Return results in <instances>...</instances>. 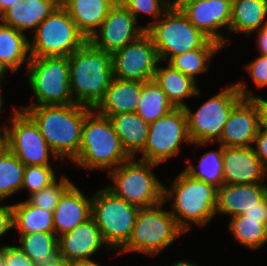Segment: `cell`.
I'll use <instances>...</instances> for the list:
<instances>
[{
  "instance_id": "d6986e66",
  "label": "cell",
  "mask_w": 267,
  "mask_h": 266,
  "mask_svg": "<svg viewBox=\"0 0 267 266\" xmlns=\"http://www.w3.org/2000/svg\"><path fill=\"white\" fill-rule=\"evenodd\" d=\"M258 131L257 104L252 99L243 98L232 109L218 143L231 147L252 146Z\"/></svg>"
},
{
  "instance_id": "f907efd6",
  "label": "cell",
  "mask_w": 267,
  "mask_h": 266,
  "mask_svg": "<svg viewBox=\"0 0 267 266\" xmlns=\"http://www.w3.org/2000/svg\"><path fill=\"white\" fill-rule=\"evenodd\" d=\"M44 266H66V260L62 258L60 255H58L50 263Z\"/></svg>"
},
{
  "instance_id": "bcb514c9",
  "label": "cell",
  "mask_w": 267,
  "mask_h": 266,
  "mask_svg": "<svg viewBox=\"0 0 267 266\" xmlns=\"http://www.w3.org/2000/svg\"><path fill=\"white\" fill-rule=\"evenodd\" d=\"M9 150V134L7 128L0 134V157Z\"/></svg>"
},
{
  "instance_id": "e0dca14e",
  "label": "cell",
  "mask_w": 267,
  "mask_h": 266,
  "mask_svg": "<svg viewBox=\"0 0 267 266\" xmlns=\"http://www.w3.org/2000/svg\"><path fill=\"white\" fill-rule=\"evenodd\" d=\"M59 255L66 261H91L101 248L111 251L105 244L100 229L94 219L79 224L71 231L58 237Z\"/></svg>"
},
{
  "instance_id": "d6a6232c",
  "label": "cell",
  "mask_w": 267,
  "mask_h": 266,
  "mask_svg": "<svg viewBox=\"0 0 267 266\" xmlns=\"http://www.w3.org/2000/svg\"><path fill=\"white\" fill-rule=\"evenodd\" d=\"M266 222L267 219H253L242 214L231 217L228 228L238 244L257 250L267 243Z\"/></svg>"
},
{
  "instance_id": "681fc988",
  "label": "cell",
  "mask_w": 267,
  "mask_h": 266,
  "mask_svg": "<svg viewBox=\"0 0 267 266\" xmlns=\"http://www.w3.org/2000/svg\"><path fill=\"white\" fill-rule=\"evenodd\" d=\"M66 266H101L97 262L91 261H66Z\"/></svg>"
},
{
  "instance_id": "836d02e7",
  "label": "cell",
  "mask_w": 267,
  "mask_h": 266,
  "mask_svg": "<svg viewBox=\"0 0 267 266\" xmlns=\"http://www.w3.org/2000/svg\"><path fill=\"white\" fill-rule=\"evenodd\" d=\"M217 150L204 153L199 159L198 165H194L191 159H187V166L183 169L192 178L204 181L220 188L224 184L223 175V146L216 143Z\"/></svg>"
},
{
  "instance_id": "8fae6325",
  "label": "cell",
  "mask_w": 267,
  "mask_h": 266,
  "mask_svg": "<svg viewBox=\"0 0 267 266\" xmlns=\"http://www.w3.org/2000/svg\"><path fill=\"white\" fill-rule=\"evenodd\" d=\"M146 32L151 36L159 60L202 48L210 39L198 30L179 9L170 6Z\"/></svg>"
},
{
  "instance_id": "db71d44e",
  "label": "cell",
  "mask_w": 267,
  "mask_h": 266,
  "mask_svg": "<svg viewBox=\"0 0 267 266\" xmlns=\"http://www.w3.org/2000/svg\"><path fill=\"white\" fill-rule=\"evenodd\" d=\"M8 72L0 64V84H3L5 81L4 77Z\"/></svg>"
},
{
  "instance_id": "f5cc1de1",
  "label": "cell",
  "mask_w": 267,
  "mask_h": 266,
  "mask_svg": "<svg viewBox=\"0 0 267 266\" xmlns=\"http://www.w3.org/2000/svg\"><path fill=\"white\" fill-rule=\"evenodd\" d=\"M0 266H5V245L0 246Z\"/></svg>"
},
{
  "instance_id": "cb8c5ba5",
  "label": "cell",
  "mask_w": 267,
  "mask_h": 266,
  "mask_svg": "<svg viewBox=\"0 0 267 266\" xmlns=\"http://www.w3.org/2000/svg\"><path fill=\"white\" fill-rule=\"evenodd\" d=\"M140 96V82L114 78L105 92L104 99L95 110L107 117L121 112H136Z\"/></svg>"
},
{
  "instance_id": "ab89813d",
  "label": "cell",
  "mask_w": 267,
  "mask_h": 266,
  "mask_svg": "<svg viewBox=\"0 0 267 266\" xmlns=\"http://www.w3.org/2000/svg\"><path fill=\"white\" fill-rule=\"evenodd\" d=\"M256 89L267 87V56L258 54L253 61L245 65Z\"/></svg>"
},
{
  "instance_id": "9f6ffc18",
  "label": "cell",
  "mask_w": 267,
  "mask_h": 266,
  "mask_svg": "<svg viewBox=\"0 0 267 266\" xmlns=\"http://www.w3.org/2000/svg\"><path fill=\"white\" fill-rule=\"evenodd\" d=\"M7 128L6 123L4 122L3 125H0V134Z\"/></svg>"
},
{
  "instance_id": "ba28073f",
  "label": "cell",
  "mask_w": 267,
  "mask_h": 266,
  "mask_svg": "<svg viewBox=\"0 0 267 266\" xmlns=\"http://www.w3.org/2000/svg\"><path fill=\"white\" fill-rule=\"evenodd\" d=\"M242 99L233 83L203 102L195 112L188 105L185 106L183 109L193 145L202 147L219 142L225 122Z\"/></svg>"
},
{
  "instance_id": "d4e9b609",
  "label": "cell",
  "mask_w": 267,
  "mask_h": 266,
  "mask_svg": "<svg viewBox=\"0 0 267 266\" xmlns=\"http://www.w3.org/2000/svg\"><path fill=\"white\" fill-rule=\"evenodd\" d=\"M115 3V0H61V4L87 39L103 23Z\"/></svg>"
},
{
  "instance_id": "f6af8a7d",
  "label": "cell",
  "mask_w": 267,
  "mask_h": 266,
  "mask_svg": "<svg viewBox=\"0 0 267 266\" xmlns=\"http://www.w3.org/2000/svg\"><path fill=\"white\" fill-rule=\"evenodd\" d=\"M256 33V48L258 49V54L267 56V28L264 26L256 31Z\"/></svg>"
},
{
  "instance_id": "277c9868",
  "label": "cell",
  "mask_w": 267,
  "mask_h": 266,
  "mask_svg": "<svg viewBox=\"0 0 267 266\" xmlns=\"http://www.w3.org/2000/svg\"><path fill=\"white\" fill-rule=\"evenodd\" d=\"M130 158L109 117L92 109L85 117L79 152L72 162L81 169L110 172Z\"/></svg>"
},
{
  "instance_id": "83f0119b",
  "label": "cell",
  "mask_w": 267,
  "mask_h": 266,
  "mask_svg": "<svg viewBox=\"0 0 267 266\" xmlns=\"http://www.w3.org/2000/svg\"><path fill=\"white\" fill-rule=\"evenodd\" d=\"M267 0H232L229 33L251 37L265 26Z\"/></svg>"
},
{
  "instance_id": "7a4b0ae2",
  "label": "cell",
  "mask_w": 267,
  "mask_h": 266,
  "mask_svg": "<svg viewBox=\"0 0 267 266\" xmlns=\"http://www.w3.org/2000/svg\"><path fill=\"white\" fill-rule=\"evenodd\" d=\"M70 92L75 104L95 109L114 79L112 55L87 41L69 57Z\"/></svg>"
},
{
  "instance_id": "9c48e42d",
  "label": "cell",
  "mask_w": 267,
  "mask_h": 266,
  "mask_svg": "<svg viewBox=\"0 0 267 266\" xmlns=\"http://www.w3.org/2000/svg\"><path fill=\"white\" fill-rule=\"evenodd\" d=\"M138 209L115 196L106 187L92 195L91 217L111 251L119 252L130 239Z\"/></svg>"
},
{
  "instance_id": "f1b7e54d",
  "label": "cell",
  "mask_w": 267,
  "mask_h": 266,
  "mask_svg": "<svg viewBox=\"0 0 267 266\" xmlns=\"http://www.w3.org/2000/svg\"><path fill=\"white\" fill-rule=\"evenodd\" d=\"M13 227L19 235L55 232L53 212L32 205L27 199L13 203Z\"/></svg>"
},
{
  "instance_id": "6da1fadb",
  "label": "cell",
  "mask_w": 267,
  "mask_h": 266,
  "mask_svg": "<svg viewBox=\"0 0 267 266\" xmlns=\"http://www.w3.org/2000/svg\"><path fill=\"white\" fill-rule=\"evenodd\" d=\"M19 109L25 111L34 120L62 165L64 159L72 162L77 157L84 120L91 108L69 104L40 105Z\"/></svg>"
},
{
  "instance_id": "7402d4cb",
  "label": "cell",
  "mask_w": 267,
  "mask_h": 266,
  "mask_svg": "<svg viewBox=\"0 0 267 266\" xmlns=\"http://www.w3.org/2000/svg\"><path fill=\"white\" fill-rule=\"evenodd\" d=\"M60 4L61 0H23V3L5 10L0 15V21L24 34L29 29L34 32Z\"/></svg>"
},
{
  "instance_id": "ac0fdd59",
  "label": "cell",
  "mask_w": 267,
  "mask_h": 266,
  "mask_svg": "<svg viewBox=\"0 0 267 266\" xmlns=\"http://www.w3.org/2000/svg\"><path fill=\"white\" fill-rule=\"evenodd\" d=\"M224 184L265 183L267 174L251 146H223Z\"/></svg>"
},
{
  "instance_id": "4fadbf2b",
  "label": "cell",
  "mask_w": 267,
  "mask_h": 266,
  "mask_svg": "<svg viewBox=\"0 0 267 266\" xmlns=\"http://www.w3.org/2000/svg\"><path fill=\"white\" fill-rule=\"evenodd\" d=\"M7 119L9 150L25 165H51L50 158L58 160L40 133L34 120L23 110L12 108Z\"/></svg>"
},
{
  "instance_id": "603a6c76",
  "label": "cell",
  "mask_w": 267,
  "mask_h": 266,
  "mask_svg": "<svg viewBox=\"0 0 267 266\" xmlns=\"http://www.w3.org/2000/svg\"><path fill=\"white\" fill-rule=\"evenodd\" d=\"M161 63L162 61H159L153 79L175 108H184L187 106L185 99L200 95V88L197 82L167 62L165 63L167 66H160Z\"/></svg>"
},
{
  "instance_id": "30bf717a",
  "label": "cell",
  "mask_w": 267,
  "mask_h": 266,
  "mask_svg": "<svg viewBox=\"0 0 267 266\" xmlns=\"http://www.w3.org/2000/svg\"><path fill=\"white\" fill-rule=\"evenodd\" d=\"M88 39L60 4L34 31L29 40L30 57H69Z\"/></svg>"
},
{
  "instance_id": "52a82bcc",
  "label": "cell",
  "mask_w": 267,
  "mask_h": 266,
  "mask_svg": "<svg viewBox=\"0 0 267 266\" xmlns=\"http://www.w3.org/2000/svg\"><path fill=\"white\" fill-rule=\"evenodd\" d=\"M34 102L20 108L40 105L75 104L70 92L69 58L65 56L30 57L26 67Z\"/></svg>"
},
{
  "instance_id": "ffe728a7",
  "label": "cell",
  "mask_w": 267,
  "mask_h": 266,
  "mask_svg": "<svg viewBox=\"0 0 267 266\" xmlns=\"http://www.w3.org/2000/svg\"><path fill=\"white\" fill-rule=\"evenodd\" d=\"M92 196L85 194L71 184L61 195L53 211L54 231L59 237L91 217Z\"/></svg>"
},
{
  "instance_id": "f546056e",
  "label": "cell",
  "mask_w": 267,
  "mask_h": 266,
  "mask_svg": "<svg viewBox=\"0 0 267 266\" xmlns=\"http://www.w3.org/2000/svg\"><path fill=\"white\" fill-rule=\"evenodd\" d=\"M223 48L218 42L209 40L202 48L171 57L167 63L198 82L195 77L207 73L211 67L209 66L210 61Z\"/></svg>"
},
{
  "instance_id": "9a60e30c",
  "label": "cell",
  "mask_w": 267,
  "mask_h": 266,
  "mask_svg": "<svg viewBox=\"0 0 267 266\" xmlns=\"http://www.w3.org/2000/svg\"><path fill=\"white\" fill-rule=\"evenodd\" d=\"M137 24L133 14L121 2H116L88 41L99 50L112 55L146 31L145 26Z\"/></svg>"
},
{
  "instance_id": "d590c367",
  "label": "cell",
  "mask_w": 267,
  "mask_h": 266,
  "mask_svg": "<svg viewBox=\"0 0 267 266\" xmlns=\"http://www.w3.org/2000/svg\"><path fill=\"white\" fill-rule=\"evenodd\" d=\"M54 165H27L24 170L22 189H28V195L49 187L57 180Z\"/></svg>"
},
{
  "instance_id": "7c38bea8",
  "label": "cell",
  "mask_w": 267,
  "mask_h": 266,
  "mask_svg": "<svg viewBox=\"0 0 267 266\" xmlns=\"http://www.w3.org/2000/svg\"><path fill=\"white\" fill-rule=\"evenodd\" d=\"M184 143L193 144L183 108H174L149 126L145 148L140 160L161 164L179 155Z\"/></svg>"
},
{
  "instance_id": "2e32d148",
  "label": "cell",
  "mask_w": 267,
  "mask_h": 266,
  "mask_svg": "<svg viewBox=\"0 0 267 266\" xmlns=\"http://www.w3.org/2000/svg\"><path fill=\"white\" fill-rule=\"evenodd\" d=\"M231 7L232 0H204L187 4L181 11L198 30L224 47L231 44L229 37L222 34V28L229 32Z\"/></svg>"
},
{
  "instance_id": "8d00e7d4",
  "label": "cell",
  "mask_w": 267,
  "mask_h": 266,
  "mask_svg": "<svg viewBox=\"0 0 267 266\" xmlns=\"http://www.w3.org/2000/svg\"><path fill=\"white\" fill-rule=\"evenodd\" d=\"M72 183L73 182H71L69 177L61 175L60 179H57L49 187L32 193L30 196H28L27 200L32 205L53 212L59 202L61 195Z\"/></svg>"
},
{
  "instance_id": "8992f818",
  "label": "cell",
  "mask_w": 267,
  "mask_h": 266,
  "mask_svg": "<svg viewBox=\"0 0 267 266\" xmlns=\"http://www.w3.org/2000/svg\"><path fill=\"white\" fill-rule=\"evenodd\" d=\"M164 205L163 201L151 207L138 209L131 237L118 255L142 252L149 257H155L185 234L170 211L162 209Z\"/></svg>"
},
{
  "instance_id": "e575fe53",
  "label": "cell",
  "mask_w": 267,
  "mask_h": 266,
  "mask_svg": "<svg viewBox=\"0 0 267 266\" xmlns=\"http://www.w3.org/2000/svg\"><path fill=\"white\" fill-rule=\"evenodd\" d=\"M25 167L10 150L0 157V202L22 190Z\"/></svg>"
},
{
  "instance_id": "4316f807",
  "label": "cell",
  "mask_w": 267,
  "mask_h": 266,
  "mask_svg": "<svg viewBox=\"0 0 267 266\" xmlns=\"http://www.w3.org/2000/svg\"><path fill=\"white\" fill-rule=\"evenodd\" d=\"M27 34L14 27L0 23V64L11 74L30 61L29 39Z\"/></svg>"
},
{
  "instance_id": "ee69618b",
  "label": "cell",
  "mask_w": 267,
  "mask_h": 266,
  "mask_svg": "<svg viewBox=\"0 0 267 266\" xmlns=\"http://www.w3.org/2000/svg\"><path fill=\"white\" fill-rule=\"evenodd\" d=\"M243 215L253 219H267V196L259 202V207L245 210Z\"/></svg>"
},
{
  "instance_id": "60d3db41",
  "label": "cell",
  "mask_w": 267,
  "mask_h": 266,
  "mask_svg": "<svg viewBox=\"0 0 267 266\" xmlns=\"http://www.w3.org/2000/svg\"><path fill=\"white\" fill-rule=\"evenodd\" d=\"M5 266H36L17 245H5Z\"/></svg>"
},
{
  "instance_id": "816d5d0a",
  "label": "cell",
  "mask_w": 267,
  "mask_h": 266,
  "mask_svg": "<svg viewBox=\"0 0 267 266\" xmlns=\"http://www.w3.org/2000/svg\"><path fill=\"white\" fill-rule=\"evenodd\" d=\"M165 266H199V265L196 262L190 261L188 259L186 260L181 259L180 261H176L171 265H165Z\"/></svg>"
},
{
  "instance_id": "1f68e13d",
  "label": "cell",
  "mask_w": 267,
  "mask_h": 266,
  "mask_svg": "<svg viewBox=\"0 0 267 266\" xmlns=\"http://www.w3.org/2000/svg\"><path fill=\"white\" fill-rule=\"evenodd\" d=\"M174 108L154 79L141 83V96L135 113L145 122L151 124Z\"/></svg>"
},
{
  "instance_id": "11a10c76",
  "label": "cell",
  "mask_w": 267,
  "mask_h": 266,
  "mask_svg": "<svg viewBox=\"0 0 267 266\" xmlns=\"http://www.w3.org/2000/svg\"><path fill=\"white\" fill-rule=\"evenodd\" d=\"M1 85L2 84H0V113L2 111V107H3V103H4V101H3V95H2L3 92H2V86Z\"/></svg>"
},
{
  "instance_id": "7dc6e473",
  "label": "cell",
  "mask_w": 267,
  "mask_h": 266,
  "mask_svg": "<svg viewBox=\"0 0 267 266\" xmlns=\"http://www.w3.org/2000/svg\"><path fill=\"white\" fill-rule=\"evenodd\" d=\"M23 3V0H0V15L11 6Z\"/></svg>"
},
{
  "instance_id": "484cf974",
  "label": "cell",
  "mask_w": 267,
  "mask_h": 266,
  "mask_svg": "<svg viewBox=\"0 0 267 266\" xmlns=\"http://www.w3.org/2000/svg\"><path fill=\"white\" fill-rule=\"evenodd\" d=\"M115 133L130 157L139 155L146 145L150 124L135 112H121L109 116Z\"/></svg>"
},
{
  "instance_id": "5bb4252c",
  "label": "cell",
  "mask_w": 267,
  "mask_h": 266,
  "mask_svg": "<svg viewBox=\"0 0 267 266\" xmlns=\"http://www.w3.org/2000/svg\"><path fill=\"white\" fill-rule=\"evenodd\" d=\"M159 61L154 42L145 31L112 54L113 76L120 80L144 83L153 80Z\"/></svg>"
},
{
  "instance_id": "f35d334b",
  "label": "cell",
  "mask_w": 267,
  "mask_h": 266,
  "mask_svg": "<svg viewBox=\"0 0 267 266\" xmlns=\"http://www.w3.org/2000/svg\"><path fill=\"white\" fill-rule=\"evenodd\" d=\"M235 84L243 98L252 99L257 104L259 131L267 134V99L254 95L244 79Z\"/></svg>"
},
{
  "instance_id": "c3c4849f",
  "label": "cell",
  "mask_w": 267,
  "mask_h": 266,
  "mask_svg": "<svg viewBox=\"0 0 267 266\" xmlns=\"http://www.w3.org/2000/svg\"><path fill=\"white\" fill-rule=\"evenodd\" d=\"M204 0H174L171 3V6H173L176 9L182 10L187 4H193L198 3Z\"/></svg>"
},
{
  "instance_id": "3957f363",
  "label": "cell",
  "mask_w": 267,
  "mask_h": 266,
  "mask_svg": "<svg viewBox=\"0 0 267 266\" xmlns=\"http://www.w3.org/2000/svg\"><path fill=\"white\" fill-rule=\"evenodd\" d=\"M217 189L214 185L197 180L184 170L171 183V189L164 185L163 201H171L169 210L179 228L187 233L191 224L206 226L216 216Z\"/></svg>"
},
{
  "instance_id": "5b68a950",
  "label": "cell",
  "mask_w": 267,
  "mask_h": 266,
  "mask_svg": "<svg viewBox=\"0 0 267 266\" xmlns=\"http://www.w3.org/2000/svg\"><path fill=\"white\" fill-rule=\"evenodd\" d=\"M158 165L131 157L107 172L112 182L105 187L138 208L157 205L163 202L164 193V183L152 172Z\"/></svg>"
},
{
  "instance_id": "74e56055",
  "label": "cell",
  "mask_w": 267,
  "mask_h": 266,
  "mask_svg": "<svg viewBox=\"0 0 267 266\" xmlns=\"http://www.w3.org/2000/svg\"><path fill=\"white\" fill-rule=\"evenodd\" d=\"M120 2L133 14L137 22L139 14L142 13L153 18L145 26V30L160 19L163 13L171 6V3L167 0H121Z\"/></svg>"
},
{
  "instance_id": "4dcf8cb0",
  "label": "cell",
  "mask_w": 267,
  "mask_h": 266,
  "mask_svg": "<svg viewBox=\"0 0 267 266\" xmlns=\"http://www.w3.org/2000/svg\"><path fill=\"white\" fill-rule=\"evenodd\" d=\"M17 246L36 266H44L59 255L58 236L55 232H36L19 235Z\"/></svg>"
},
{
  "instance_id": "b9f144b4",
  "label": "cell",
  "mask_w": 267,
  "mask_h": 266,
  "mask_svg": "<svg viewBox=\"0 0 267 266\" xmlns=\"http://www.w3.org/2000/svg\"><path fill=\"white\" fill-rule=\"evenodd\" d=\"M251 147L261 161V164L267 174V134L258 131L257 135L253 139Z\"/></svg>"
},
{
  "instance_id": "44dd1931",
  "label": "cell",
  "mask_w": 267,
  "mask_h": 266,
  "mask_svg": "<svg viewBox=\"0 0 267 266\" xmlns=\"http://www.w3.org/2000/svg\"><path fill=\"white\" fill-rule=\"evenodd\" d=\"M267 196V185L258 184H223L217 189V205L215 213L230 218L242 215L245 210L259 207Z\"/></svg>"
},
{
  "instance_id": "7bdbcfd3",
  "label": "cell",
  "mask_w": 267,
  "mask_h": 266,
  "mask_svg": "<svg viewBox=\"0 0 267 266\" xmlns=\"http://www.w3.org/2000/svg\"><path fill=\"white\" fill-rule=\"evenodd\" d=\"M13 228V203L0 204V238Z\"/></svg>"
}]
</instances>
